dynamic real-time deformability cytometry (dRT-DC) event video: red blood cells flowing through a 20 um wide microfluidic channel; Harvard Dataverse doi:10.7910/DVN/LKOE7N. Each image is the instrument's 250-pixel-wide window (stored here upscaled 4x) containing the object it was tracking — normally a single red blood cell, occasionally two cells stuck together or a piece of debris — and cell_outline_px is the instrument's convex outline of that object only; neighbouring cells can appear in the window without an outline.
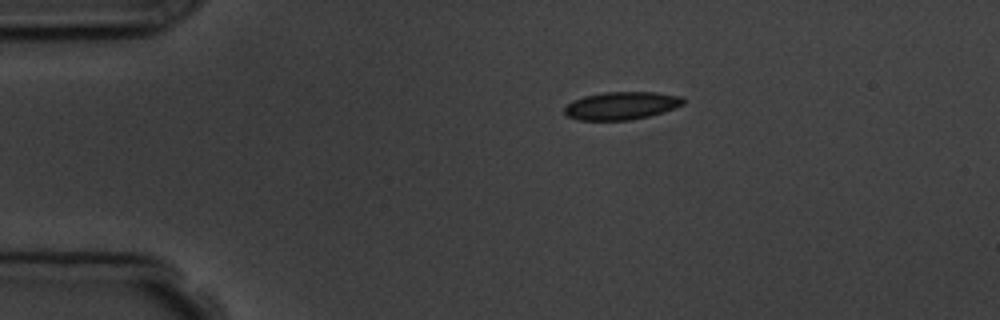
{"species": "common noctule bat (a hibernating species)", "species_latin": "Nyctalus noctula", "temperature_condition": "room temperature", "stored_images_in_passage": 2, "camera_frame_rate_fps": 3000, "um_per_image_px": 0.085, "animal": {"sex": "male", "body_mass_g": 19.5, "forearm_length_mm": 54.6}, "frame": {"image": 1, "passage_image": 1, "time_ms": 0.0, "image_size_px": [1000, 320], "cell_outline_px": [[684, 104], [664, 112], [648, 116], [628, 120], [576, 120], [568, 116], [564, 112], [564, 108], [572, 100], [584, 96], [604, 92], [656, 92], [680, 96], [684, 100]], "centroid_in_image_um": [52.8, 8.98], "position_along_channel_um": 32.2, "area_um2": 19.25}}